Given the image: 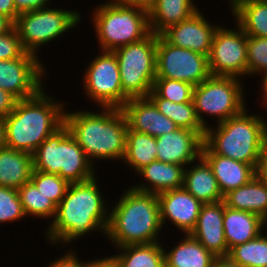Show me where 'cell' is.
<instances>
[{
  "instance_id": "cell-17",
  "label": "cell",
  "mask_w": 267,
  "mask_h": 267,
  "mask_svg": "<svg viewBox=\"0 0 267 267\" xmlns=\"http://www.w3.org/2000/svg\"><path fill=\"white\" fill-rule=\"evenodd\" d=\"M205 131L178 128L156 138L157 160L185 168L201 156Z\"/></svg>"
},
{
  "instance_id": "cell-15",
  "label": "cell",
  "mask_w": 267,
  "mask_h": 267,
  "mask_svg": "<svg viewBox=\"0 0 267 267\" xmlns=\"http://www.w3.org/2000/svg\"><path fill=\"white\" fill-rule=\"evenodd\" d=\"M219 24L208 21L199 10L190 18L165 30L161 36L171 45L209 56Z\"/></svg>"
},
{
  "instance_id": "cell-36",
  "label": "cell",
  "mask_w": 267,
  "mask_h": 267,
  "mask_svg": "<svg viewBox=\"0 0 267 267\" xmlns=\"http://www.w3.org/2000/svg\"><path fill=\"white\" fill-rule=\"evenodd\" d=\"M267 72V38L247 36V77Z\"/></svg>"
},
{
  "instance_id": "cell-25",
  "label": "cell",
  "mask_w": 267,
  "mask_h": 267,
  "mask_svg": "<svg viewBox=\"0 0 267 267\" xmlns=\"http://www.w3.org/2000/svg\"><path fill=\"white\" fill-rule=\"evenodd\" d=\"M180 235L171 250L164 247L165 267H212L216 256L190 234Z\"/></svg>"
},
{
  "instance_id": "cell-32",
  "label": "cell",
  "mask_w": 267,
  "mask_h": 267,
  "mask_svg": "<svg viewBox=\"0 0 267 267\" xmlns=\"http://www.w3.org/2000/svg\"><path fill=\"white\" fill-rule=\"evenodd\" d=\"M17 191L26 217L44 218L51 220L49 221L50 223L53 221L57 205L39 192L31 180L22 185Z\"/></svg>"
},
{
  "instance_id": "cell-1",
  "label": "cell",
  "mask_w": 267,
  "mask_h": 267,
  "mask_svg": "<svg viewBox=\"0 0 267 267\" xmlns=\"http://www.w3.org/2000/svg\"><path fill=\"white\" fill-rule=\"evenodd\" d=\"M97 178L69 183L65 196L57 205L53 221L48 223L44 231L47 244L68 248L69 244L93 232L105 237L110 202L102 195L103 190L99 189Z\"/></svg>"
},
{
  "instance_id": "cell-2",
  "label": "cell",
  "mask_w": 267,
  "mask_h": 267,
  "mask_svg": "<svg viewBox=\"0 0 267 267\" xmlns=\"http://www.w3.org/2000/svg\"><path fill=\"white\" fill-rule=\"evenodd\" d=\"M88 110H65L64 124L70 134L93 165L99 160L122 162L128 129L124 113L114 107H99L96 112Z\"/></svg>"
},
{
  "instance_id": "cell-12",
  "label": "cell",
  "mask_w": 267,
  "mask_h": 267,
  "mask_svg": "<svg viewBox=\"0 0 267 267\" xmlns=\"http://www.w3.org/2000/svg\"><path fill=\"white\" fill-rule=\"evenodd\" d=\"M156 60V78L197 86L210 76L207 56L171 45L161 35H157Z\"/></svg>"
},
{
  "instance_id": "cell-14",
  "label": "cell",
  "mask_w": 267,
  "mask_h": 267,
  "mask_svg": "<svg viewBox=\"0 0 267 267\" xmlns=\"http://www.w3.org/2000/svg\"><path fill=\"white\" fill-rule=\"evenodd\" d=\"M40 56L26 52L22 57L0 60V88L8 91L18 100L37 95L45 85L48 75Z\"/></svg>"
},
{
  "instance_id": "cell-13",
  "label": "cell",
  "mask_w": 267,
  "mask_h": 267,
  "mask_svg": "<svg viewBox=\"0 0 267 267\" xmlns=\"http://www.w3.org/2000/svg\"><path fill=\"white\" fill-rule=\"evenodd\" d=\"M235 27L219 25L214 33L208 66L210 75L247 76V36L235 22ZM236 29V30H235Z\"/></svg>"
},
{
  "instance_id": "cell-22",
  "label": "cell",
  "mask_w": 267,
  "mask_h": 267,
  "mask_svg": "<svg viewBox=\"0 0 267 267\" xmlns=\"http://www.w3.org/2000/svg\"><path fill=\"white\" fill-rule=\"evenodd\" d=\"M183 187L202 204L224 200L211 166L202 156L184 169Z\"/></svg>"
},
{
  "instance_id": "cell-31",
  "label": "cell",
  "mask_w": 267,
  "mask_h": 267,
  "mask_svg": "<svg viewBox=\"0 0 267 267\" xmlns=\"http://www.w3.org/2000/svg\"><path fill=\"white\" fill-rule=\"evenodd\" d=\"M159 112L171 119L179 128L206 131L197 117L194 102L175 103L161 97H149Z\"/></svg>"
},
{
  "instance_id": "cell-42",
  "label": "cell",
  "mask_w": 267,
  "mask_h": 267,
  "mask_svg": "<svg viewBox=\"0 0 267 267\" xmlns=\"http://www.w3.org/2000/svg\"><path fill=\"white\" fill-rule=\"evenodd\" d=\"M255 172L256 177L267 184V139L263 143Z\"/></svg>"
},
{
  "instance_id": "cell-6",
  "label": "cell",
  "mask_w": 267,
  "mask_h": 267,
  "mask_svg": "<svg viewBox=\"0 0 267 267\" xmlns=\"http://www.w3.org/2000/svg\"><path fill=\"white\" fill-rule=\"evenodd\" d=\"M91 13L100 51L113 52L139 42L151 33L148 8L144 6L106 0L94 7Z\"/></svg>"
},
{
  "instance_id": "cell-19",
  "label": "cell",
  "mask_w": 267,
  "mask_h": 267,
  "mask_svg": "<svg viewBox=\"0 0 267 267\" xmlns=\"http://www.w3.org/2000/svg\"><path fill=\"white\" fill-rule=\"evenodd\" d=\"M223 215L224 201L203 204L196 225L190 233L215 256L229 254L224 234Z\"/></svg>"
},
{
  "instance_id": "cell-33",
  "label": "cell",
  "mask_w": 267,
  "mask_h": 267,
  "mask_svg": "<svg viewBox=\"0 0 267 267\" xmlns=\"http://www.w3.org/2000/svg\"><path fill=\"white\" fill-rule=\"evenodd\" d=\"M228 255L242 267H267V237L261 232L255 239L234 246Z\"/></svg>"
},
{
  "instance_id": "cell-18",
  "label": "cell",
  "mask_w": 267,
  "mask_h": 267,
  "mask_svg": "<svg viewBox=\"0 0 267 267\" xmlns=\"http://www.w3.org/2000/svg\"><path fill=\"white\" fill-rule=\"evenodd\" d=\"M120 109L126 117L129 130L157 138L179 128L159 112L149 97L131 98Z\"/></svg>"
},
{
  "instance_id": "cell-7",
  "label": "cell",
  "mask_w": 267,
  "mask_h": 267,
  "mask_svg": "<svg viewBox=\"0 0 267 267\" xmlns=\"http://www.w3.org/2000/svg\"><path fill=\"white\" fill-rule=\"evenodd\" d=\"M32 155L34 170L59 175L68 183L85 182L97 175L95 165L65 124L49 135Z\"/></svg>"
},
{
  "instance_id": "cell-9",
  "label": "cell",
  "mask_w": 267,
  "mask_h": 267,
  "mask_svg": "<svg viewBox=\"0 0 267 267\" xmlns=\"http://www.w3.org/2000/svg\"><path fill=\"white\" fill-rule=\"evenodd\" d=\"M243 80L233 76L210 75L201 84L194 87L193 102L197 117L207 128L210 124L205 120L216 118L215 124L239 115L248 104L245 100V84ZM205 116V118H204ZM208 124V125H207Z\"/></svg>"
},
{
  "instance_id": "cell-29",
  "label": "cell",
  "mask_w": 267,
  "mask_h": 267,
  "mask_svg": "<svg viewBox=\"0 0 267 267\" xmlns=\"http://www.w3.org/2000/svg\"><path fill=\"white\" fill-rule=\"evenodd\" d=\"M162 242L114 247L120 267H165ZM119 253V254H118Z\"/></svg>"
},
{
  "instance_id": "cell-50",
  "label": "cell",
  "mask_w": 267,
  "mask_h": 267,
  "mask_svg": "<svg viewBox=\"0 0 267 267\" xmlns=\"http://www.w3.org/2000/svg\"><path fill=\"white\" fill-rule=\"evenodd\" d=\"M262 233L267 237V215L262 217V225H261ZM265 230V233L263 232Z\"/></svg>"
},
{
  "instance_id": "cell-48",
  "label": "cell",
  "mask_w": 267,
  "mask_h": 267,
  "mask_svg": "<svg viewBox=\"0 0 267 267\" xmlns=\"http://www.w3.org/2000/svg\"><path fill=\"white\" fill-rule=\"evenodd\" d=\"M6 147L5 119L0 117V150Z\"/></svg>"
},
{
  "instance_id": "cell-45",
  "label": "cell",
  "mask_w": 267,
  "mask_h": 267,
  "mask_svg": "<svg viewBox=\"0 0 267 267\" xmlns=\"http://www.w3.org/2000/svg\"><path fill=\"white\" fill-rule=\"evenodd\" d=\"M212 267H242L237 262H235L229 255L226 256H216Z\"/></svg>"
},
{
  "instance_id": "cell-35",
  "label": "cell",
  "mask_w": 267,
  "mask_h": 267,
  "mask_svg": "<svg viewBox=\"0 0 267 267\" xmlns=\"http://www.w3.org/2000/svg\"><path fill=\"white\" fill-rule=\"evenodd\" d=\"M31 181L35 184L39 192L48 197L56 205L65 196L69 183L56 174H48L33 170Z\"/></svg>"
},
{
  "instance_id": "cell-51",
  "label": "cell",
  "mask_w": 267,
  "mask_h": 267,
  "mask_svg": "<svg viewBox=\"0 0 267 267\" xmlns=\"http://www.w3.org/2000/svg\"><path fill=\"white\" fill-rule=\"evenodd\" d=\"M264 110H267V102L262 106ZM267 114V112H266ZM265 116V117H264ZM262 116V119H263V123H264V130H265V133H266V136H267V117L266 115Z\"/></svg>"
},
{
  "instance_id": "cell-20",
  "label": "cell",
  "mask_w": 267,
  "mask_h": 267,
  "mask_svg": "<svg viewBox=\"0 0 267 267\" xmlns=\"http://www.w3.org/2000/svg\"><path fill=\"white\" fill-rule=\"evenodd\" d=\"M201 156L211 166L223 196L229 191L247 184L256 176L254 166L229 157L213 154L204 144Z\"/></svg>"
},
{
  "instance_id": "cell-41",
  "label": "cell",
  "mask_w": 267,
  "mask_h": 267,
  "mask_svg": "<svg viewBox=\"0 0 267 267\" xmlns=\"http://www.w3.org/2000/svg\"><path fill=\"white\" fill-rule=\"evenodd\" d=\"M18 99L8 91L0 88V117L5 118L14 110Z\"/></svg>"
},
{
  "instance_id": "cell-16",
  "label": "cell",
  "mask_w": 267,
  "mask_h": 267,
  "mask_svg": "<svg viewBox=\"0 0 267 267\" xmlns=\"http://www.w3.org/2000/svg\"><path fill=\"white\" fill-rule=\"evenodd\" d=\"M160 206L162 227L169 221L183 234H190L194 229L202 203L184 187L172 189L157 195Z\"/></svg>"
},
{
  "instance_id": "cell-40",
  "label": "cell",
  "mask_w": 267,
  "mask_h": 267,
  "mask_svg": "<svg viewBox=\"0 0 267 267\" xmlns=\"http://www.w3.org/2000/svg\"><path fill=\"white\" fill-rule=\"evenodd\" d=\"M49 2L52 3V0H14L16 11L19 14L47 8L51 6Z\"/></svg>"
},
{
  "instance_id": "cell-49",
  "label": "cell",
  "mask_w": 267,
  "mask_h": 267,
  "mask_svg": "<svg viewBox=\"0 0 267 267\" xmlns=\"http://www.w3.org/2000/svg\"><path fill=\"white\" fill-rule=\"evenodd\" d=\"M114 1L125 4L141 5L148 8L153 3L154 0H114Z\"/></svg>"
},
{
  "instance_id": "cell-8",
  "label": "cell",
  "mask_w": 267,
  "mask_h": 267,
  "mask_svg": "<svg viewBox=\"0 0 267 267\" xmlns=\"http://www.w3.org/2000/svg\"><path fill=\"white\" fill-rule=\"evenodd\" d=\"M157 35L150 33L143 40L114 50L121 84L122 106L131 98L148 97L156 79Z\"/></svg>"
},
{
  "instance_id": "cell-24",
  "label": "cell",
  "mask_w": 267,
  "mask_h": 267,
  "mask_svg": "<svg viewBox=\"0 0 267 267\" xmlns=\"http://www.w3.org/2000/svg\"><path fill=\"white\" fill-rule=\"evenodd\" d=\"M261 225L259 215L227 207L224 202L223 226L229 251L234 246L255 239L262 232Z\"/></svg>"
},
{
  "instance_id": "cell-37",
  "label": "cell",
  "mask_w": 267,
  "mask_h": 267,
  "mask_svg": "<svg viewBox=\"0 0 267 267\" xmlns=\"http://www.w3.org/2000/svg\"><path fill=\"white\" fill-rule=\"evenodd\" d=\"M26 218L18 191L0 186V224L20 221Z\"/></svg>"
},
{
  "instance_id": "cell-44",
  "label": "cell",
  "mask_w": 267,
  "mask_h": 267,
  "mask_svg": "<svg viewBox=\"0 0 267 267\" xmlns=\"http://www.w3.org/2000/svg\"><path fill=\"white\" fill-rule=\"evenodd\" d=\"M0 14L8 17L14 23L19 15L14 0H0Z\"/></svg>"
},
{
  "instance_id": "cell-11",
  "label": "cell",
  "mask_w": 267,
  "mask_h": 267,
  "mask_svg": "<svg viewBox=\"0 0 267 267\" xmlns=\"http://www.w3.org/2000/svg\"><path fill=\"white\" fill-rule=\"evenodd\" d=\"M84 95L96 107H122V84L114 52L99 51L82 73Z\"/></svg>"
},
{
  "instance_id": "cell-46",
  "label": "cell",
  "mask_w": 267,
  "mask_h": 267,
  "mask_svg": "<svg viewBox=\"0 0 267 267\" xmlns=\"http://www.w3.org/2000/svg\"><path fill=\"white\" fill-rule=\"evenodd\" d=\"M14 27V23L6 16L0 14V35L7 33Z\"/></svg>"
},
{
  "instance_id": "cell-39",
  "label": "cell",
  "mask_w": 267,
  "mask_h": 267,
  "mask_svg": "<svg viewBox=\"0 0 267 267\" xmlns=\"http://www.w3.org/2000/svg\"><path fill=\"white\" fill-rule=\"evenodd\" d=\"M76 253L77 249L75 250V248L69 247L66 252L62 254L63 256L49 262L50 264H48L47 267H86L87 260H81V257Z\"/></svg>"
},
{
  "instance_id": "cell-3",
  "label": "cell",
  "mask_w": 267,
  "mask_h": 267,
  "mask_svg": "<svg viewBox=\"0 0 267 267\" xmlns=\"http://www.w3.org/2000/svg\"><path fill=\"white\" fill-rule=\"evenodd\" d=\"M110 205L105 237L115 247L161 242L158 196L131 186ZM113 206V207H112ZM159 237V238H158Z\"/></svg>"
},
{
  "instance_id": "cell-23",
  "label": "cell",
  "mask_w": 267,
  "mask_h": 267,
  "mask_svg": "<svg viewBox=\"0 0 267 267\" xmlns=\"http://www.w3.org/2000/svg\"><path fill=\"white\" fill-rule=\"evenodd\" d=\"M195 0H154L148 7L150 32L161 35L173 25L190 18L200 8Z\"/></svg>"
},
{
  "instance_id": "cell-34",
  "label": "cell",
  "mask_w": 267,
  "mask_h": 267,
  "mask_svg": "<svg viewBox=\"0 0 267 267\" xmlns=\"http://www.w3.org/2000/svg\"><path fill=\"white\" fill-rule=\"evenodd\" d=\"M194 87L184 81L156 78L148 97H161L175 103L192 102Z\"/></svg>"
},
{
  "instance_id": "cell-26",
  "label": "cell",
  "mask_w": 267,
  "mask_h": 267,
  "mask_svg": "<svg viewBox=\"0 0 267 267\" xmlns=\"http://www.w3.org/2000/svg\"><path fill=\"white\" fill-rule=\"evenodd\" d=\"M33 155L10 148L0 150V186L18 190L31 180Z\"/></svg>"
},
{
  "instance_id": "cell-30",
  "label": "cell",
  "mask_w": 267,
  "mask_h": 267,
  "mask_svg": "<svg viewBox=\"0 0 267 267\" xmlns=\"http://www.w3.org/2000/svg\"><path fill=\"white\" fill-rule=\"evenodd\" d=\"M157 160L156 138L148 134L127 129L126 151L123 158L135 174L144 166Z\"/></svg>"
},
{
  "instance_id": "cell-4",
  "label": "cell",
  "mask_w": 267,
  "mask_h": 267,
  "mask_svg": "<svg viewBox=\"0 0 267 267\" xmlns=\"http://www.w3.org/2000/svg\"><path fill=\"white\" fill-rule=\"evenodd\" d=\"M45 91L43 88L31 98L18 100L14 110L4 118L7 148L33 154L49 135L64 124L68 104Z\"/></svg>"
},
{
  "instance_id": "cell-43",
  "label": "cell",
  "mask_w": 267,
  "mask_h": 267,
  "mask_svg": "<svg viewBox=\"0 0 267 267\" xmlns=\"http://www.w3.org/2000/svg\"><path fill=\"white\" fill-rule=\"evenodd\" d=\"M86 267H120L119 261L114 255H108L87 261Z\"/></svg>"
},
{
  "instance_id": "cell-47",
  "label": "cell",
  "mask_w": 267,
  "mask_h": 267,
  "mask_svg": "<svg viewBox=\"0 0 267 267\" xmlns=\"http://www.w3.org/2000/svg\"><path fill=\"white\" fill-rule=\"evenodd\" d=\"M260 80V87H261V103L259 105H261V107L267 102V72L265 74H263Z\"/></svg>"
},
{
  "instance_id": "cell-27",
  "label": "cell",
  "mask_w": 267,
  "mask_h": 267,
  "mask_svg": "<svg viewBox=\"0 0 267 267\" xmlns=\"http://www.w3.org/2000/svg\"><path fill=\"white\" fill-rule=\"evenodd\" d=\"M246 36L267 38V0H227Z\"/></svg>"
},
{
  "instance_id": "cell-38",
  "label": "cell",
  "mask_w": 267,
  "mask_h": 267,
  "mask_svg": "<svg viewBox=\"0 0 267 267\" xmlns=\"http://www.w3.org/2000/svg\"><path fill=\"white\" fill-rule=\"evenodd\" d=\"M26 52L14 27L0 35V60L20 58Z\"/></svg>"
},
{
  "instance_id": "cell-21",
  "label": "cell",
  "mask_w": 267,
  "mask_h": 267,
  "mask_svg": "<svg viewBox=\"0 0 267 267\" xmlns=\"http://www.w3.org/2000/svg\"><path fill=\"white\" fill-rule=\"evenodd\" d=\"M184 169L181 165L154 160L136 173V176H142L145 180L130 186L135 190L155 195L178 189L183 187Z\"/></svg>"
},
{
  "instance_id": "cell-5",
  "label": "cell",
  "mask_w": 267,
  "mask_h": 267,
  "mask_svg": "<svg viewBox=\"0 0 267 267\" xmlns=\"http://www.w3.org/2000/svg\"><path fill=\"white\" fill-rule=\"evenodd\" d=\"M206 128L204 145L213 153L247 163L256 168L267 139L262 114L248 111Z\"/></svg>"
},
{
  "instance_id": "cell-28",
  "label": "cell",
  "mask_w": 267,
  "mask_h": 267,
  "mask_svg": "<svg viewBox=\"0 0 267 267\" xmlns=\"http://www.w3.org/2000/svg\"><path fill=\"white\" fill-rule=\"evenodd\" d=\"M223 201L227 207L249 211L262 218L267 215V184L255 176L247 184L225 194Z\"/></svg>"
},
{
  "instance_id": "cell-10",
  "label": "cell",
  "mask_w": 267,
  "mask_h": 267,
  "mask_svg": "<svg viewBox=\"0 0 267 267\" xmlns=\"http://www.w3.org/2000/svg\"><path fill=\"white\" fill-rule=\"evenodd\" d=\"M72 10L63 7L54 8L51 4L47 8L19 14L14 22V28L23 48L38 56L44 44L48 45L53 40L55 42L71 29L79 27L83 14L78 10Z\"/></svg>"
}]
</instances>
